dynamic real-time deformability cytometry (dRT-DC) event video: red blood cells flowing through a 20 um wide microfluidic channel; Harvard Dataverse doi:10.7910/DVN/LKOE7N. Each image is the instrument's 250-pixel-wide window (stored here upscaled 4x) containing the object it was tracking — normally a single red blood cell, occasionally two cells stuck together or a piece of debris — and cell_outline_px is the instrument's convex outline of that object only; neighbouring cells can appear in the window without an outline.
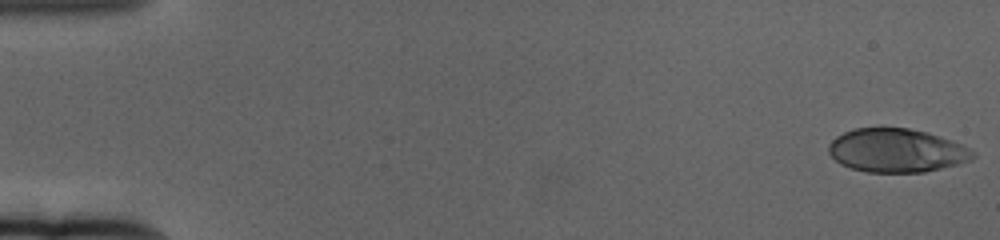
{"species": "human", "species_latin": "Homo sapiens", "temperature_condition": "cold", "stored_images_in_passage": 61, "camera_frame_rate_fps": 3000, "um_per_image_px": 0.085, "donor": {"sex": "female"}, "frame": {"image": 1, "passage_image": 1, "time_ms": 0.0, "image_size_px": [1000, 240], "cell_outline_px": [[976, 156], [972, 160], [924, 172], [868, 172], [852, 168], [840, 164], [828, 152], [828, 144], [836, 136], [844, 132], [856, 128], [908, 128], [928, 132], [952, 140], [976, 152]], "centroid_in_image_um": [76.21, 12.79], "position_along_channel_um": 8.8, "area_um2": 36.59}}
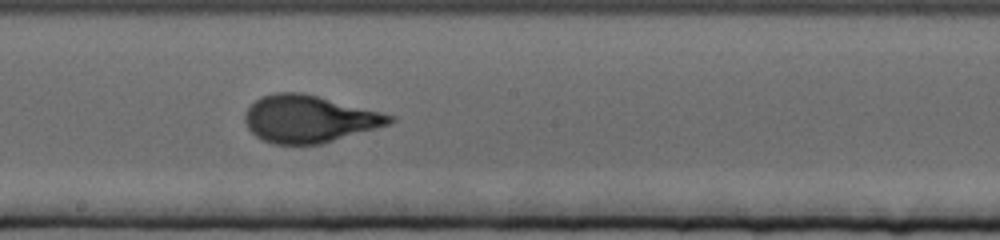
{"frame": {"image": 2, "passage_image": 34, "time_ms": 11.0, "image_size_px": [1000, 240], "cell_outline_px": [[396, 120], [388, 124], [320, 144], [272, 144], [260, 140], [248, 128], [244, 120], [244, 116], [248, 108], [256, 100], [264, 96], [276, 92], [300, 92], [396, 116]], "centroid_in_image_um": [26.22, 10.12], "position_along_channel_um": 222.0, "area_um2": 39.19}}
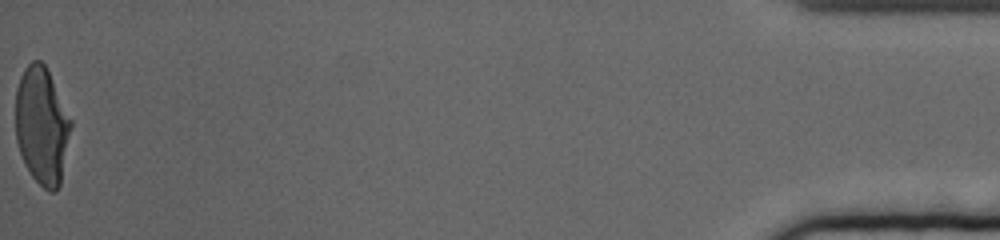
{"frame": {"image": 3, "passage_image": 61, "time_ms": 20.0, "image_size_px": [1000, 240], "cell_outline_px": [[72, 124], [60, 184], [56, 192], [48, 192], [32, 176], [20, 152], [16, 140], [16, 88], [20, 76], [24, 68], [32, 60], [40, 60], [44, 64], [72, 120]], "centroid_in_image_um": [3.56, 10.68], "position_along_channel_um": 431.6, "area_um2": 37.57}, "authors_computed_cell_mechanics": {"area_um2": 37.9746, "velocity_mm_per_s": 3.3486, "shape_relaxation_time_tau1_ms": 4.5977, "shape_relaxation_time_tau2_ms": null, "deformation_change_tau1": 0.2077, "deformation_change_tau2": null}}